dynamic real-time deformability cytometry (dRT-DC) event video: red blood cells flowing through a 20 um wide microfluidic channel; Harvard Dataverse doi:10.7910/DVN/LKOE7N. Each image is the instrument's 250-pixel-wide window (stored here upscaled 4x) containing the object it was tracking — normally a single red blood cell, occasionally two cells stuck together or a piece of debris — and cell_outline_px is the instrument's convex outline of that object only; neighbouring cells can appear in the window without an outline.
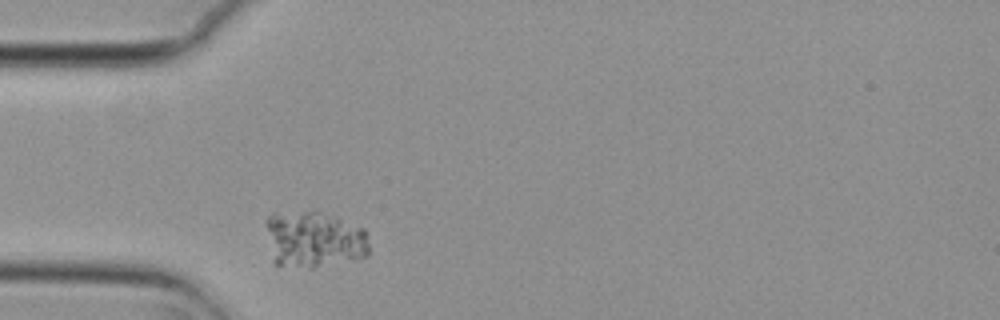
{"species": "common noctule bat (a hibernating species)", "species_latin": "Nyctalus noctula", "temperature_condition": "cold", "stored_images_in_passage": 1, "camera_frame_rate_fps": 3000, "um_per_image_px": 0.085, "animal": {"sex": "female", "body_mass_g": 29.2, "forearm_length_mm": 56.3}, "frame": {"image": 1, "passage_image": 1, "time_ms": 0.0, "image_size_px": [1000, 320], "cell_outline_px": [[368, 256], [312, 268], [276, 268], [272, 264], [268, 228], [268, 216], [272, 212], [320, 212], [336, 216], [364, 228], [368, 232]], "centroid_in_image_um": [26.69, 20.38], "position_along_channel_um": 58.3, "area_um2": 34.51}}